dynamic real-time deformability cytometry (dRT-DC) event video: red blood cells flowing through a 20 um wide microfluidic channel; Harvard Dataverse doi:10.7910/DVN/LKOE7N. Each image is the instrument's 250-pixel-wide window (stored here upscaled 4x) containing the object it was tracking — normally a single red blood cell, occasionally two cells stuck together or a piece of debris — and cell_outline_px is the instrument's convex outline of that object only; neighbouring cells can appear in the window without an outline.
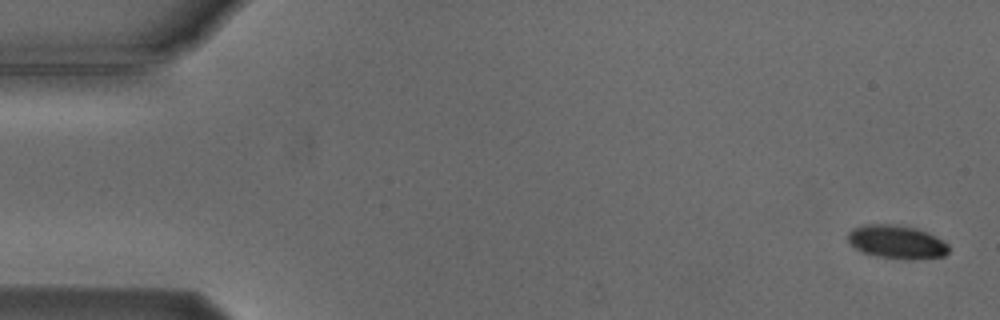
{"species": "Egyptian fruit bat (a non-hibernating species)", "species_latin": "Rousettus aegyptiacus", "temperature_condition": "cold", "stored_images_in_passage": 6, "segment_of_instrument_passage": [1, 2], "camera_frame_rate_fps": 3000, "um_per_image_px": 0.085, "animal": {"sex": "male"}, "frame": {"image": 1, "passage_image": 1, "time_ms": 0.0, "image_size_px": [1000, 320], "cell_outline_px": [[948, 252], [944, 256], [916, 260], [908, 260], [876, 256], [864, 252], [856, 248], [848, 240], [848, 232], [852, 228], [864, 224], [896, 224], [916, 228], [928, 232], [936, 236], [948, 244]], "centroid_in_image_um": [76.24, 20.56], "position_along_channel_um": 8.8, "area_um2": 19.83}}